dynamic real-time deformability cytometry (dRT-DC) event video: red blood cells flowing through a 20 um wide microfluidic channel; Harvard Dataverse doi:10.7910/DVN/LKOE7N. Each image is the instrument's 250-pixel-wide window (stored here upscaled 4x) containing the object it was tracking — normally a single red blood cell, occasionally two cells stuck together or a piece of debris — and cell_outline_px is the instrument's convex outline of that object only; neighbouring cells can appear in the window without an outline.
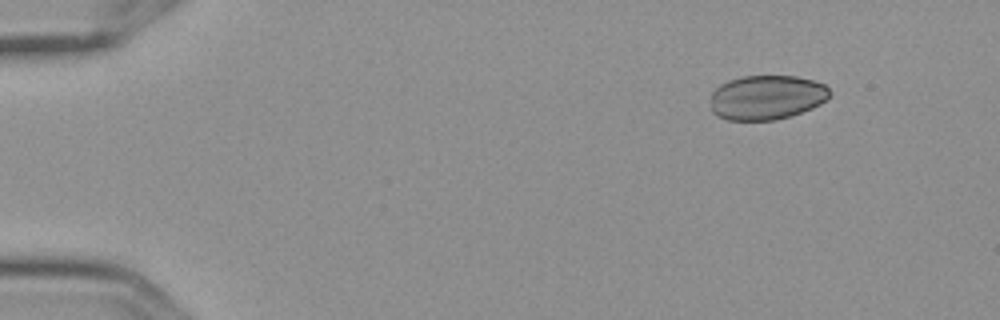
{"species": "Egyptian fruit bat (a non-hibernating species)", "species_latin": "Rousettus aegyptiacus", "temperature_condition": "cold", "stored_images_in_passage": 4, "camera_frame_rate_fps": 3000, "um_per_image_px": 0.085, "frame": {"image": 1, "passage_image": 1, "time_ms": 0.0, "image_size_px": [1000, 320], "cell_outline_px": [[832, 92], [820, 104], [812, 108], [776, 120], [728, 120], [716, 116], [712, 112], [712, 92], [720, 84], [728, 80], [744, 76], [796, 76], [812, 80], [824, 84]], "centroid_in_image_um": [65.15, 8.28], "position_along_channel_um": 19.9, "area_um2": 30.81}}
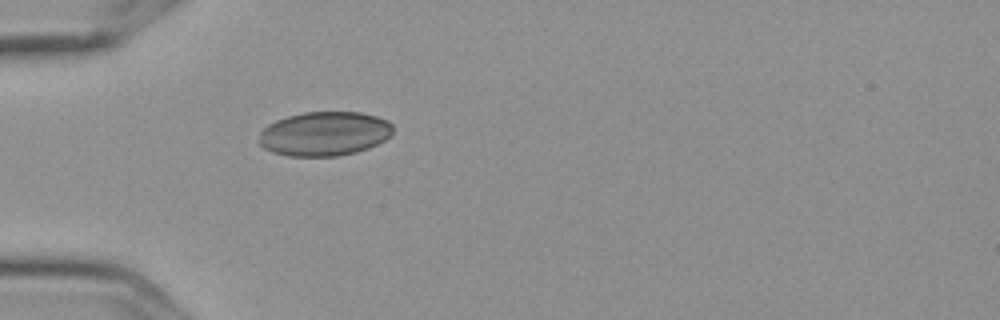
{"frame": {"image": 2, "passage_image": 4, "time_ms": 1.0, "image_size_px": [1000, 320], "cell_outline_px": [[392, 136], [368, 148], [356, 152], [336, 156], [288, 156], [272, 152], [264, 148], [260, 144], [260, 132], [268, 124], [276, 120], [288, 116], [304, 112], [360, 112], [376, 116], [388, 120], [392, 124]], "centroid_in_image_um": [27.59, 11.36], "position_along_channel_um": 57.4, "area_um2": 34.56}}